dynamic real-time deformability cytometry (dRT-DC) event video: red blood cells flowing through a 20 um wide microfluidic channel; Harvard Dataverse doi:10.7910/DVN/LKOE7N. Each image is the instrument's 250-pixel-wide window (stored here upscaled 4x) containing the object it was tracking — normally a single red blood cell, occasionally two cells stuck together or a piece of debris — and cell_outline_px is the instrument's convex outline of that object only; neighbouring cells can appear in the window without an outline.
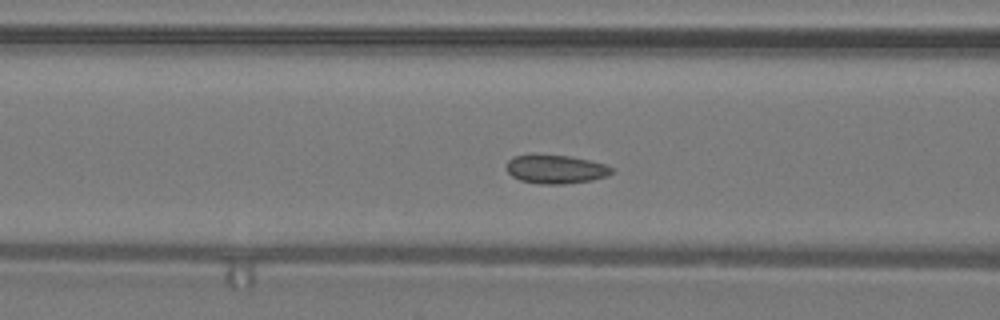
{"species": "common noctule bat (a hibernating species)", "species_latin": "Nyctalus noctula", "temperature_condition": "warm", "stored_images_in_passage": 38, "camera_frame_rate_fps": 3000, "um_per_image_px": 0.085, "animal": {"sex": "male", "body_mass_g": 19.2, "forearm_length_mm": 51.8}, "frame": {"image": 1, "passage_image": 14, "time_ms": 4.333, "image_size_px": [1000, 320], "cell_outline_px": [[616, 168], [608, 176], [592, 180], [564, 184], [540, 184], [520, 180], [512, 176], [508, 172], [508, 160], [516, 156], [568, 156], [588, 160], [604, 164]], "centroid_in_image_um": [47.3, 14.41], "position_along_channel_um": 119.3, "area_um2": 17.17}}
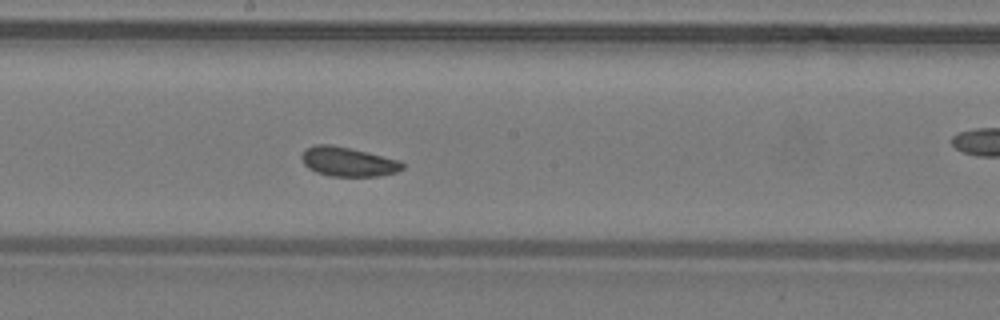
{"frame": {"image": 2, "passage_image": 21, "time_ms": 6.667, "image_size_px": [1000, 320], "cell_outline_px": [[404, 168], [396, 172], [380, 176], [328, 176], [316, 172], [308, 168], [304, 164], [300, 156], [304, 148], [316, 144], [332, 144], [368, 152], [400, 160], [404, 164]], "centroid_in_image_um": [29.56, 13.74], "position_along_channel_um": 218.6, "area_um2": 17.46}}
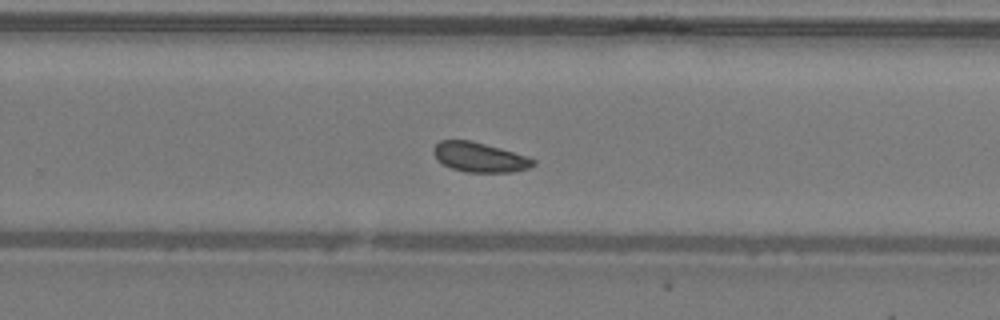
{"frame": {"image": 3, "passage_image": 26, "time_ms": 8.333, "image_size_px": [1000, 320], "cell_outline_px": [[536, 164], [528, 168], [512, 172], [464, 172], [452, 168], [436, 160], [432, 152], [432, 148], [440, 140], [472, 140], [500, 148], [536, 160]], "centroid_in_image_um": [40.71, 13.36], "position_along_channel_um": 289.1, "area_um2": 17.22}}